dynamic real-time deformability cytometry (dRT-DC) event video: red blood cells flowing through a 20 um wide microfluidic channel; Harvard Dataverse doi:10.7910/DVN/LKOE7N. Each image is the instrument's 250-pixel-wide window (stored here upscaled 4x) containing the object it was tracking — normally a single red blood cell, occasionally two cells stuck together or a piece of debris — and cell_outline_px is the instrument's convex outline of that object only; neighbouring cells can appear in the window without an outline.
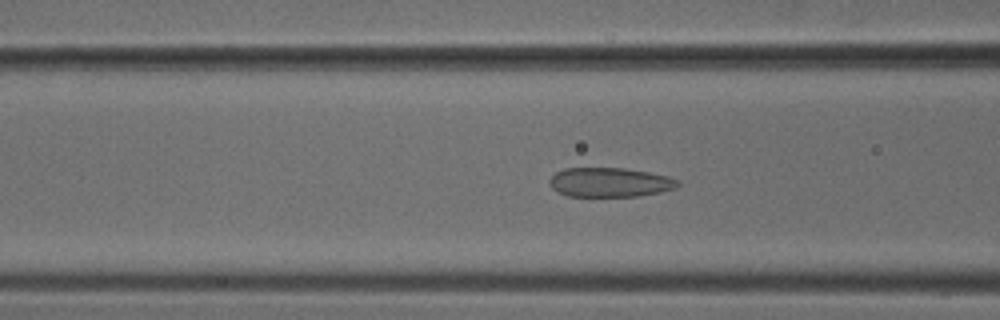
{"species": "common noctule bat (a hibernating species)", "species_latin": "Nyctalus noctula", "temperature_condition": "cold", "stored_images_in_passage": 44, "camera_frame_rate_fps": 3000, "um_per_image_px": 0.085, "animal": {"sex": "male", "body_mass_g": 18.8}, "frame": {"image": 1, "passage_image": 20, "time_ms": 6.333, "image_size_px": [1000, 320], "cell_outline_px": [[680, 184], [676, 188], [660, 192], [640, 196], [568, 196], [552, 188], [548, 184], [548, 180], [556, 172], [564, 168], [624, 168], [648, 172], [668, 176], [680, 180]], "centroid_in_image_um": [51.85, 15.49], "position_along_channel_um": 114.8, "area_um2": 22.02}}
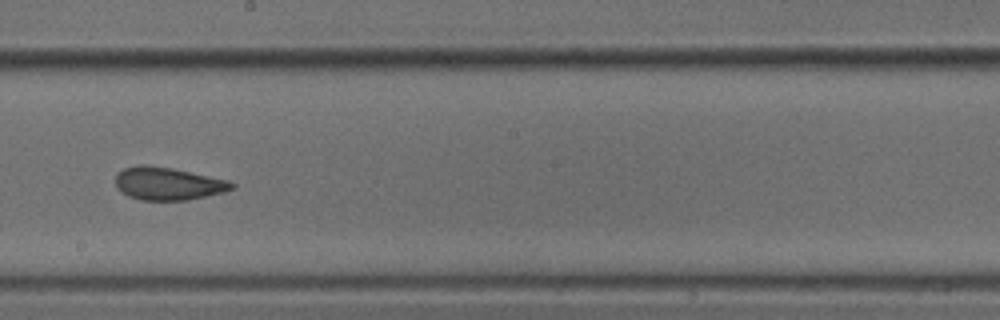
{"frame": {"image": 2, "passage_image": 29, "time_ms": 9.333, "image_size_px": [1000, 320], "cell_outline_px": [[236, 188], [224, 192], [188, 200], [140, 200], [128, 196], [120, 192], [116, 188], [116, 172], [124, 168], [140, 164], [148, 164], [172, 168], [228, 180], [236, 184]], "centroid_in_image_um": [14.26, 15.6], "position_along_channel_um": 233.9, "area_um2": 22.48}}
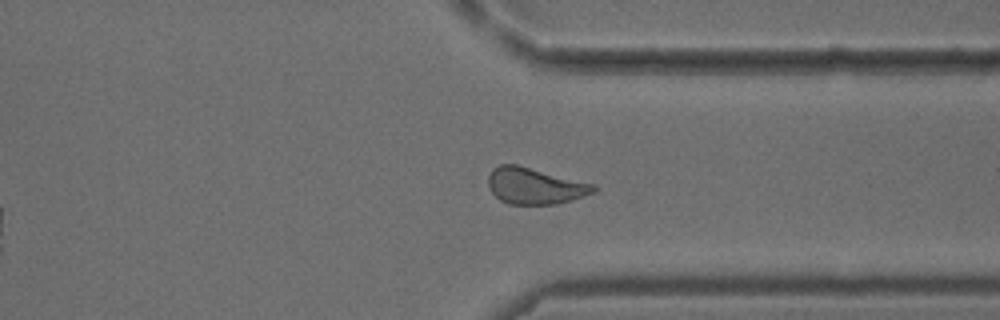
{"frame": {"image": 3, "passage_image": 39, "time_ms": 12.667, "image_size_px": [1000, 320], "cell_outline_px": [[596, 192], [556, 204], [508, 204], [500, 200], [488, 188], [488, 176], [492, 168], [500, 164], [516, 164], [596, 184]], "centroid_in_image_um": [45.45, 15.79], "position_along_channel_um": 366.0, "area_um2": 22.37}}